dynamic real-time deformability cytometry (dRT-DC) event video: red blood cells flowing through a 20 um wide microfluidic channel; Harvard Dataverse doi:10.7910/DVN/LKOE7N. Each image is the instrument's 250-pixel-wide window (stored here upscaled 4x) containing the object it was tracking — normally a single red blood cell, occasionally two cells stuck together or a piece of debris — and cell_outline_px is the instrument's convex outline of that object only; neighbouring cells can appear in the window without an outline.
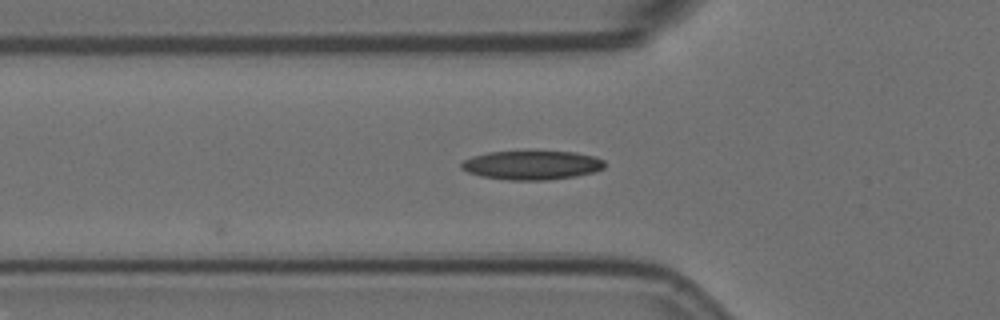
{"species": "Egyptian fruit bat (a non-hibernating species)", "species_latin": "Rousettus aegyptiacus", "temperature_condition": "room temperature", "stored_images_in_passage": 7, "camera_frame_rate_fps": 3000, "um_per_image_px": 0.085, "animal": {"sex": "female"}, "frame": {"image": 1, "passage_image": 3, "time_ms": 0.667, "image_size_px": [1000, 320], "cell_outline_px": [[604, 168], [596, 172], [576, 176], [548, 180], [508, 180], [480, 176], [468, 172], [460, 168], [460, 164], [464, 160], [472, 156], [488, 152], [576, 152], [592, 156], [604, 160]], "centroid_in_image_um": [45.2, 14.05], "position_along_channel_um": 80.6, "area_um2": 24.16}}
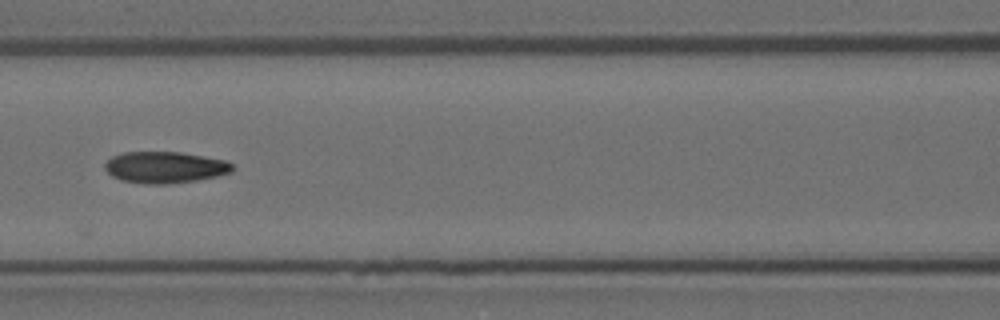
{"frame": {"image": 2, "passage_image": 5, "time_ms": 1.333, "image_size_px": [1000, 320], "cell_outline_px": [[232, 172], [216, 176], [196, 180], [164, 184], [148, 184], [120, 180], [112, 176], [104, 168], [104, 164], [112, 156], [124, 152], [180, 152], [204, 156], [224, 160], [232, 164]], "centroid_in_image_um": [13.99, 14.22], "position_along_channel_um": 152.6, "area_um2": 23.24}}
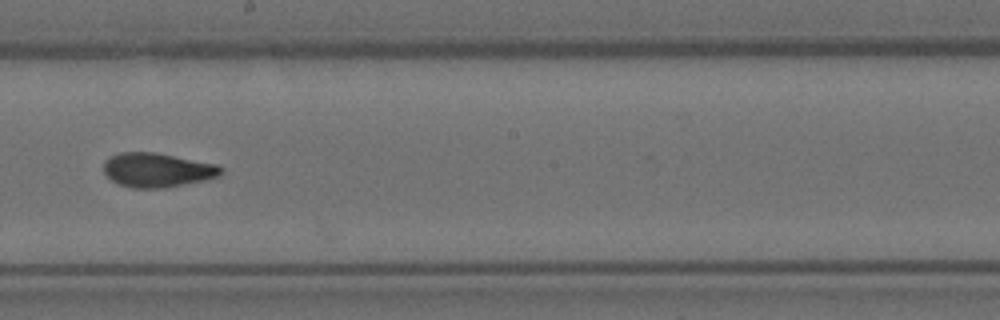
{"frame": {"image": 3, "passage_image": 7, "time_ms": 2.0, "image_size_px": [1000, 320], "cell_outline_px": [[224, 172], [220, 176], [208, 180], [164, 188], [132, 188], [116, 184], [104, 172], [104, 160], [108, 156], [120, 152], [156, 152], [216, 164], [224, 168]], "centroid_in_image_um": [13.38, 14.45], "position_along_channel_um": 234.8, "area_um2": 23.81}}